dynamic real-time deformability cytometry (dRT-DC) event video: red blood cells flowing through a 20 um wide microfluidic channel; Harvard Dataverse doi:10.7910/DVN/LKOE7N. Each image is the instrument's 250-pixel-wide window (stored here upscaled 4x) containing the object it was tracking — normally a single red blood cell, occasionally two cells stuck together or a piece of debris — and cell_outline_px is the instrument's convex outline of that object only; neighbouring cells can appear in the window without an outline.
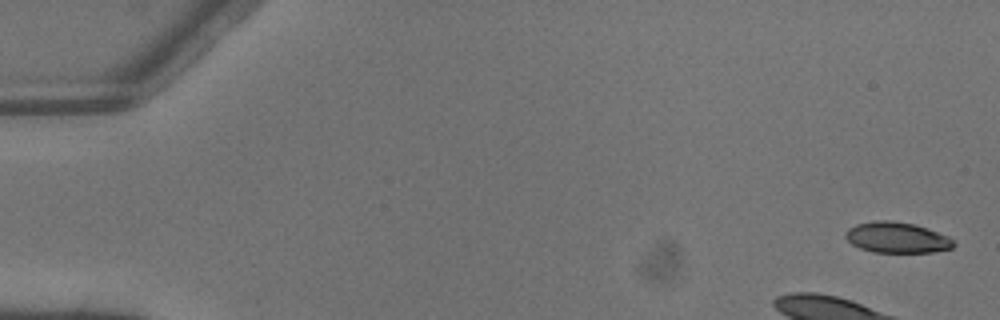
{"species": "common noctule bat (a hibernating species)", "species_latin": "Nyctalus noctula", "temperature_condition": "warm", "stored_images_in_passage": 6, "camera_frame_rate_fps": 3000, "um_per_image_px": 0.085, "animal": {"sex": "male", "body_mass_g": 13.3}, "frame": {"image": 1, "passage_image": 1, "time_ms": 0.0, "image_size_px": [1000, 320], "cell_outline_px": [[956, 244], [952, 248], [932, 252], [872, 252], [860, 248], [852, 244], [844, 236], [844, 232], [848, 228], [856, 224], [872, 220], [892, 220], [916, 224], [928, 228], [948, 236]], "centroid_in_image_um": [76.21, 20.17], "position_along_channel_um": 8.8, "area_um2": 19.59}}
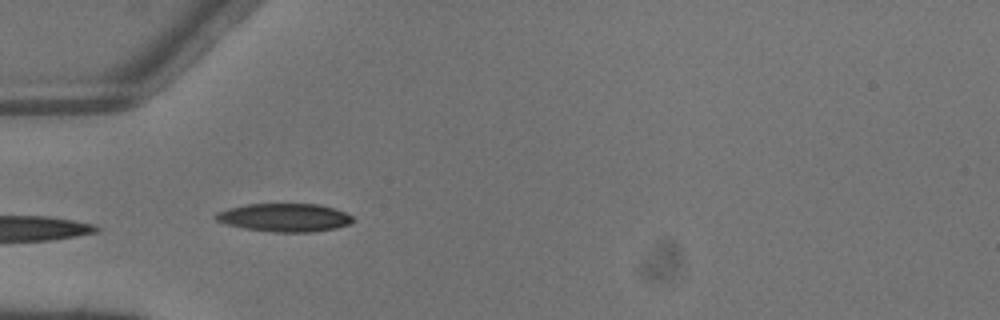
{"frame": {"image": 2, "passage_image": 5, "time_ms": 1.333, "image_size_px": [1000, 320], "cell_outline_px": [[352, 220], [348, 224], [336, 228], [312, 232], [272, 232], [244, 228], [228, 224], [216, 220], [212, 216], [216, 212], [228, 208], [248, 204], [320, 204], [344, 212], [352, 216]], "centroid_in_image_um": [24.14, 18.49], "position_along_channel_um": 60.9, "area_um2": 22.43}}
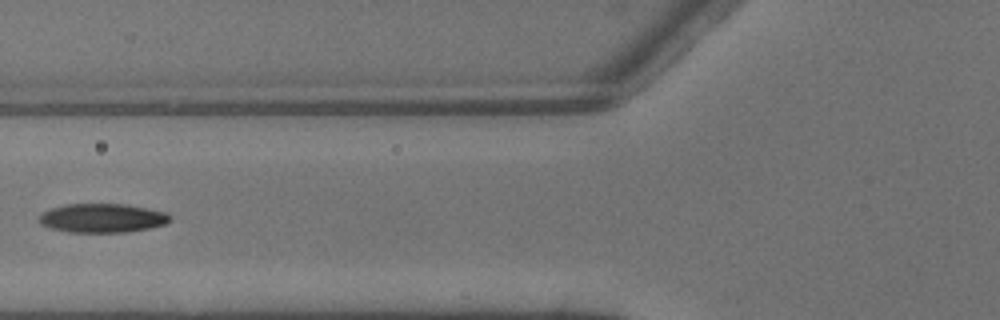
{"frame": {"image": 3, "passage_image": 6, "time_ms": 1.667, "image_size_px": [1000, 320], "cell_outline_px": [[172, 220], [164, 224], [148, 228], [128, 232], [68, 232], [52, 228], [40, 224], [40, 216], [44, 212], [52, 208], [64, 204], [124, 204], [168, 212], [172, 216]], "centroid_in_image_um": [8.74, 18.53], "position_along_channel_um": 117.1, "area_um2": 22.02}}